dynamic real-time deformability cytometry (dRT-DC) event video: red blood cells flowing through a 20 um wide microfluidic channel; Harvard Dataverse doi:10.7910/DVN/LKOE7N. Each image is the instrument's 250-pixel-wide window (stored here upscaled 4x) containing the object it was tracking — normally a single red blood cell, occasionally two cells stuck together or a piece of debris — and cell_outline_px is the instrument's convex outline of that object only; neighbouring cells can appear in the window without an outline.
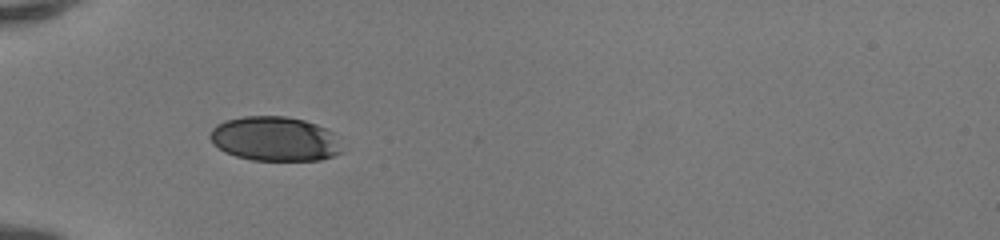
{"species": "human", "species_latin": "Homo sapiens", "temperature_condition": "room temperature", "stored_images_in_passage": 33, "camera_frame_rate_fps": 3000, "um_per_image_px": 0.085, "donor": {"sex": "female"}, "frame": {"image": 1, "passage_image": 1, "time_ms": 0.0, "image_size_px": [1000, 240], "cell_outline_px": [[344, 152], [320, 160], [252, 160], [236, 156], [224, 152], [212, 144], [208, 136], [212, 128], [216, 124], [224, 120], [244, 116], [288, 116], [304, 120], [316, 124], [332, 132]], "centroid_in_image_um": [23.31, 11.8], "position_along_channel_um": 61.7, "area_um2": 34.39}}
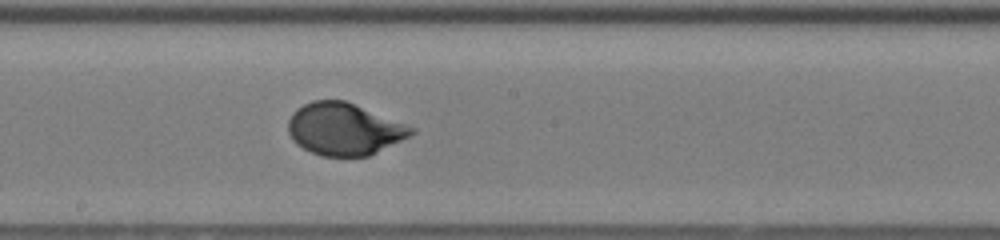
{"frame": {"image": 2, "passage_image": 13, "time_ms": 4.0, "image_size_px": [1000, 240], "cell_outline_px": [[416, 132], [368, 156], [320, 156], [296, 144], [292, 140], [288, 132], [288, 120], [292, 112], [296, 108], [312, 100], [344, 100], [416, 128]], "centroid_in_image_um": [29.2, 10.96], "position_along_channel_um": 219.0, "area_um2": 37.11}}
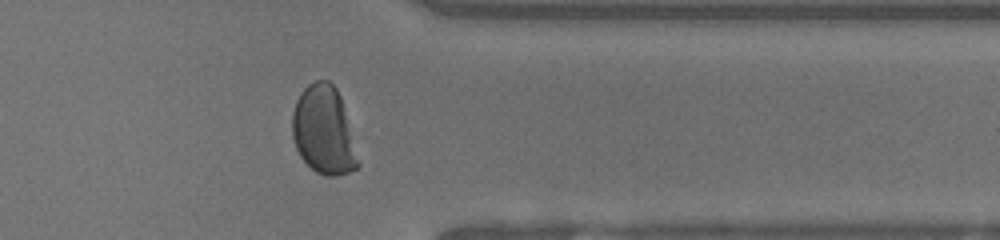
{"frame": {"image": 3, "passage_image": 25, "time_ms": 8.0, "image_size_px": [1000, 240], "cell_outline_px": [[360, 164], [356, 168], [348, 172], [336, 176], [328, 176], [316, 172], [300, 156], [296, 148], [292, 136], [292, 112], [296, 100], [300, 92], [308, 84], [316, 80], [328, 80], [336, 88], [340, 96]], "centroid_in_image_um": [27.49, 11.08], "position_along_channel_um": 383.9, "area_um2": 33.52}, "authors_computed_cell_mechanics": {"area_um2": 37.2232, "velocity_mm_per_s": 4.1882, "shape_relaxation_time_tau1_ms": 4.0361, "shape_relaxation_time_tau2_ms": null, "deformation_change_tau1": 0.1941, "deformation_change_tau2": null}}